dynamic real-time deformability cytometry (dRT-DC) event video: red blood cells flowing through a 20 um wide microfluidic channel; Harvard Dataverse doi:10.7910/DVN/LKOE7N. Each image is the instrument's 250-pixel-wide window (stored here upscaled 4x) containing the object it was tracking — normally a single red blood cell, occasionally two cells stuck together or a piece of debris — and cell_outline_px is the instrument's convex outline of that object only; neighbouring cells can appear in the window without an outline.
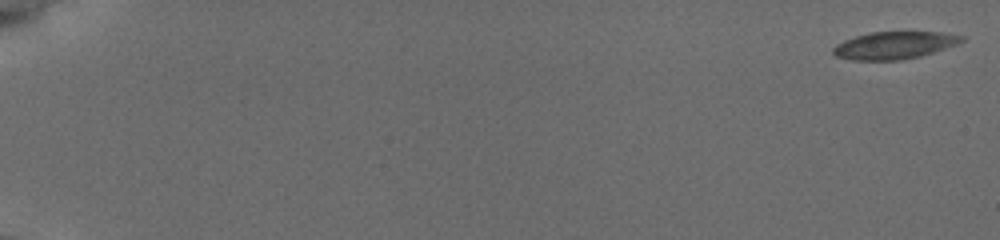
{"species": "common noctule bat (a hibernating species)", "species_latin": "Nyctalus noctula", "temperature_condition": "cold", "stored_images_in_passage": 12, "segment_of_instrument_passage": [2, 2], "camera_frame_rate_fps": 3000, "um_per_image_px": 0.085, "animal": {"sex": "female", "body_mass_g": 19.5, "forearm_length_mm": 54.1}, "frame": {"image": 1, "passage_image": 12, "time_ms": 3.667, "image_size_px": [1000, 240], "cell_outline_px": [[964, 40], [956, 44], [920, 56], [900, 60], [852, 60], [836, 56], [832, 52], [832, 48], [836, 44], [844, 40], [868, 32], [940, 32], [964, 36]], "centroid_in_image_um": [75.97, 3.85], "position_along_channel_um": 9.0, "area_um2": 20.35}}